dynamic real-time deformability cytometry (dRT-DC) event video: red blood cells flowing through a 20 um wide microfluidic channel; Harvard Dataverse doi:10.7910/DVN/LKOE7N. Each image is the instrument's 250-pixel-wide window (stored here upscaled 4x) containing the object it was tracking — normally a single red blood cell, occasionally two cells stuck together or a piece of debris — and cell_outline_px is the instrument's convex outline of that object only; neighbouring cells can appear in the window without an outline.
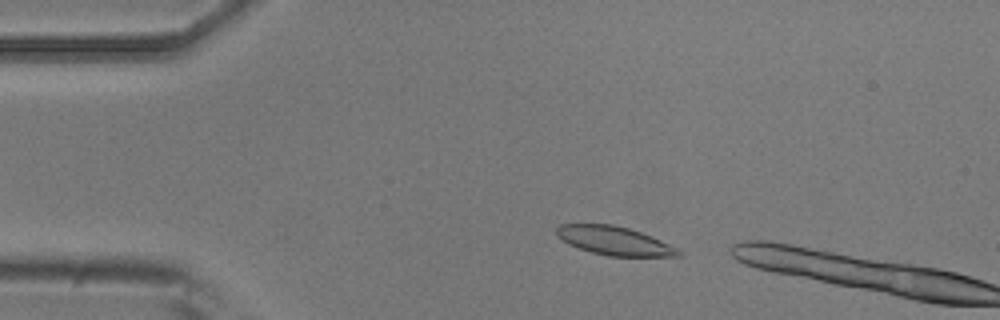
{"species": "common noctule bat (a hibernating species)", "species_latin": "Nyctalus noctula", "temperature_condition": "room temperature", "stored_images_in_passage": 3, "camera_frame_rate_fps": 3000, "um_per_image_px": 0.085, "animal": {"sex": "male", "body_mass_g": 20.5, "forearm_length_mm": 52.5}, "frame": {"image": 1, "passage_image": 2, "time_ms": 0.333, "image_size_px": [1000, 320], "cell_outline_px": [[684, 256], [608, 256], [592, 252], [568, 244], [556, 236], [556, 228], [560, 224], [612, 224], [628, 228], [652, 236], [676, 248]], "centroid_in_image_um": [52.19, 20.46], "position_along_channel_um": 32.8, "area_um2": 20.17}}